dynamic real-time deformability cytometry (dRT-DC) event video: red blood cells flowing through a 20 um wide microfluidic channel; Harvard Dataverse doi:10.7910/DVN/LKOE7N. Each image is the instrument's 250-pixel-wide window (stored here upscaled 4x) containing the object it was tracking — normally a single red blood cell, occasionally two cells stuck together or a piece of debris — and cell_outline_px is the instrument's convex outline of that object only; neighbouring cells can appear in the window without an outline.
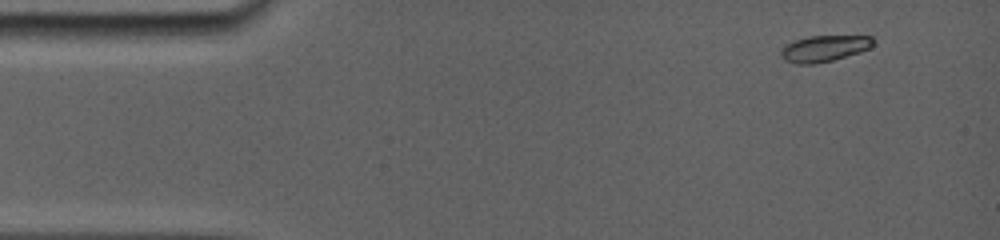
{"species": "common noctule bat (a hibernating species)", "species_latin": "Nyctalus noctula", "temperature_condition": "room temperature", "stored_images_in_passage": 7, "camera_frame_rate_fps": 5000, "um_per_image_px": 0.085, "animal": {"sex": "female", "body_mass_g": 19.0, "forearm_length_mm": 56.7}, "frame": {"image": 1, "passage_image": 2, "time_ms": 0.8, "image_size_px": [1000, 240], "cell_outline_px": [[872, 44], [868, 48], [860, 52], [832, 60], [812, 64], [796, 64], [784, 60], [780, 56], [780, 48], [784, 44], [792, 40], [808, 36], [872, 36]], "centroid_in_image_um": [69.95, 4.12], "position_along_channel_um": 15.0, "area_um2": 14.16}}
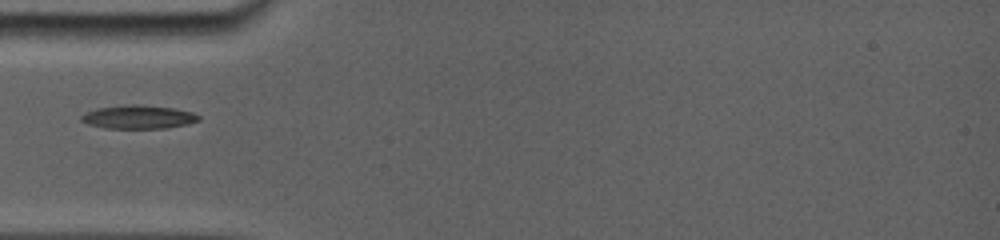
{"frame": {"image": 2, "passage_image": 6, "time_ms": 4.8, "image_size_px": [1000, 240], "cell_outline_px": [[200, 120], [184, 124], [160, 128], [108, 128], [88, 124], [80, 120], [80, 116], [96, 108], [128, 104], [136, 104], [172, 108], [192, 112], [200, 116]], "centroid_in_image_um": [11.73, 9.93], "position_along_channel_um": 73.3, "area_um2": 15.78}}
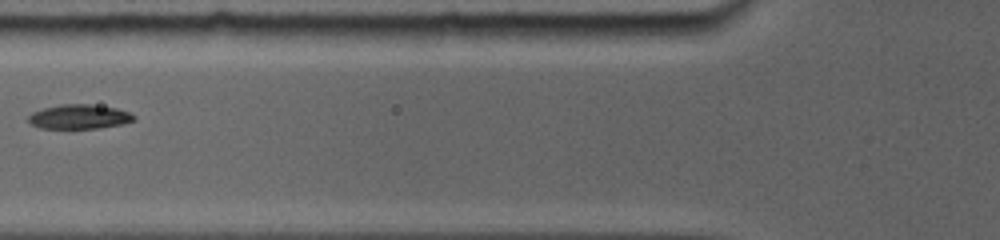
{"frame": {"image": 3, "passage_image": 7, "time_ms": 6.0, "image_size_px": [1000, 240], "cell_outline_px": [[136, 116], [132, 120], [120, 124], [96, 128], [44, 128], [32, 124], [28, 120], [28, 116], [32, 112], [44, 108], [60, 104], [92, 104], [116, 108], [128, 112]], "centroid_in_image_um": [6.71, 9.9], "position_along_channel_um": 119.1, "area_um2": 14.74}}